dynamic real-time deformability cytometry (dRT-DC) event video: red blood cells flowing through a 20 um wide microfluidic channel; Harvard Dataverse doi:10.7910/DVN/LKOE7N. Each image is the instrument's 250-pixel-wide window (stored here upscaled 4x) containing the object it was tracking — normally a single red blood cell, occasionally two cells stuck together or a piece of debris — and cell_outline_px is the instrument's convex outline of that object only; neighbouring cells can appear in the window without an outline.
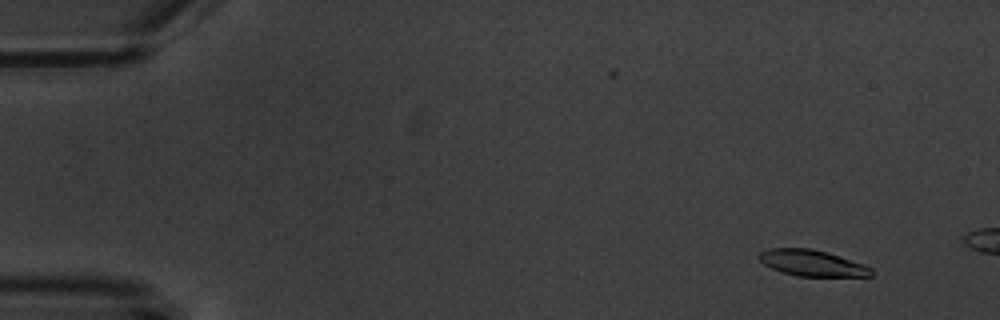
{"species": "common noctule bat (a hibernating species)", "species_latin": "Nyctalus noctula", "temperature_condition": "warm", "stored_images_in_passage": 4, "camera_frame_rate_fps": 3000, "um_per_image_px": 0.085, "animal": {"sex": "male", "body_mass_g": 20.1, "forearm_length_mm": 53.5}, "frame": {"image": 1, "passage_image": 1, "time_ms": 0.0, "image_size_px": [1000, 320], "cell_outline_px": [[872, 276], [796, 276], [772, 268], [764, 264], [756, 256], [760, 252], [768, 248], [812, 248], [828, 252], [864, 264], [872, 268]], "centroid_in_image_um": [69.02, 22.34], "position_along_channel_um": 16.0, "area_um2": 17.11}}